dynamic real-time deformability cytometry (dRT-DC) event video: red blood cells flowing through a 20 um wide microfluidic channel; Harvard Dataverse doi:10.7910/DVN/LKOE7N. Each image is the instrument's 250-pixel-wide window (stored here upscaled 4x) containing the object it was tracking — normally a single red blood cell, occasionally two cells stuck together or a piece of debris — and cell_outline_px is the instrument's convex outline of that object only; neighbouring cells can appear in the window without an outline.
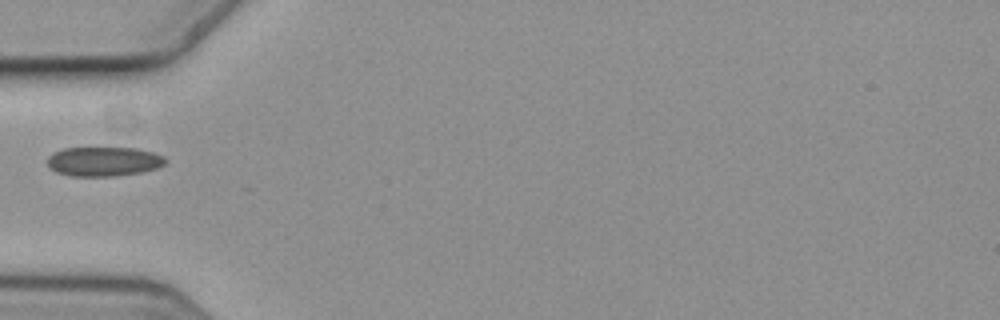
{"species": "common noctule bat (a hibernating species)", "species_latin": "Nyctalus noctula", "temperature_condition": "cold", "stored_images_in_passage": 2, "camera_frame_rate_fps": 3000, "um_per_image_px": 0.085, "animal": {"sex": "female", "body_mass_g": 19.3, "forearm_length_mm": 54.1}, "frame": {"image": 1, "passage_image": 1, "time_ms": 0.0, "image_size_px": [1000, 320], "cell_outline_px": [[168, 160], [164, 164], [156, 168], [140, 172], [112, 176], [72, 176], [56, 172], [48, 164], [48, 156], [52, 152], [64, 148], [136, 148], [152, 152], [164, 156]], "centroid_in_image_um": [8.81, 13.72], "position_along_channel_um": 76.2, "area_um2": 20.11}}
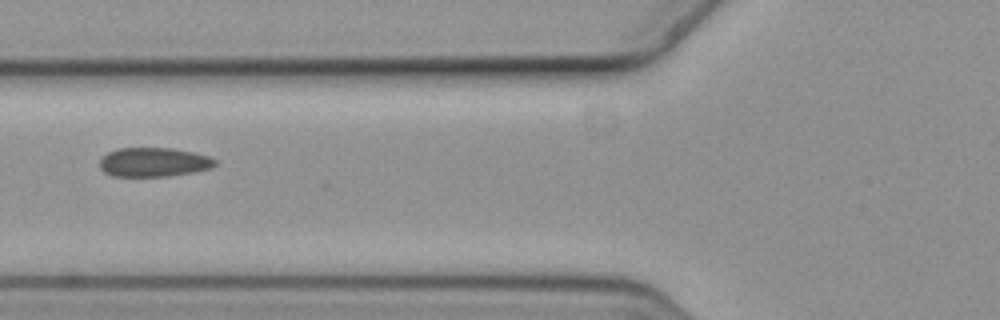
{"frame": {"image": 2, "passage_image": 2, "time_ms": 0.333, "image_size_px": [1000, 320], "cell_outline_px": [[216, 164], [212, 168], [192, 172], [168, 176], [112, 176], [104, 172], [100, 168], [100, 160], [108, 152], [116, 148], [172, 148], [192, 152], [208, 156], [216, 160]], "centroid_in_image_um": [13.05, 13.78], "position_along_channel_um": 112.7, "area_um2": 19.54}}